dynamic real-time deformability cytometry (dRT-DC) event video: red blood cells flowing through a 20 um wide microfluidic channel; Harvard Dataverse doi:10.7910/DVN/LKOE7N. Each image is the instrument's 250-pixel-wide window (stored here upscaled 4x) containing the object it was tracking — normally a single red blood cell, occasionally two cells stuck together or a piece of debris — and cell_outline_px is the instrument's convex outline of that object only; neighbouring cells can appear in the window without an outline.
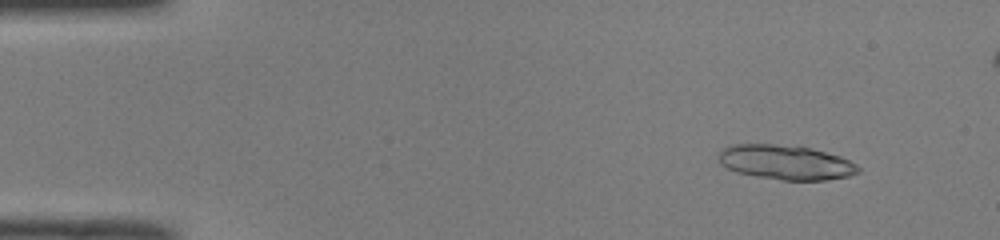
{"species": "common noctule bat (a hibernating species)", "species_latin": "Nyctalus noctula", "temperature_condition": "room temperature", "stored_images_in_passage": 52, "segment_of_instrument_passage": [1, 2], "camera_frame_rate_fps": 3000, "um_per_image_px": 0.085, "animal": {"sex": "male", "body_mass_g": 19.0, "forearm_length_mm": 50.8}, "frame": {"image": 1, "passage_image": 5, "time_ms": 1.333, "image_size_px": [1000, 240], "cell_outline_px": [[860, 172], [848, 176], [828, 180], [780, 180], [756, 176], [736, 172], [720, 164], [716, 160], [720, 152], [724, 148], [732, 144], [776, 144], [808, 148], [840, 156], [856, 164], [860, 168]], "centroid_in_image_um": [66.76, 13.81], "position_along_channel_um": 18.2, "area_um2": 28.09}}